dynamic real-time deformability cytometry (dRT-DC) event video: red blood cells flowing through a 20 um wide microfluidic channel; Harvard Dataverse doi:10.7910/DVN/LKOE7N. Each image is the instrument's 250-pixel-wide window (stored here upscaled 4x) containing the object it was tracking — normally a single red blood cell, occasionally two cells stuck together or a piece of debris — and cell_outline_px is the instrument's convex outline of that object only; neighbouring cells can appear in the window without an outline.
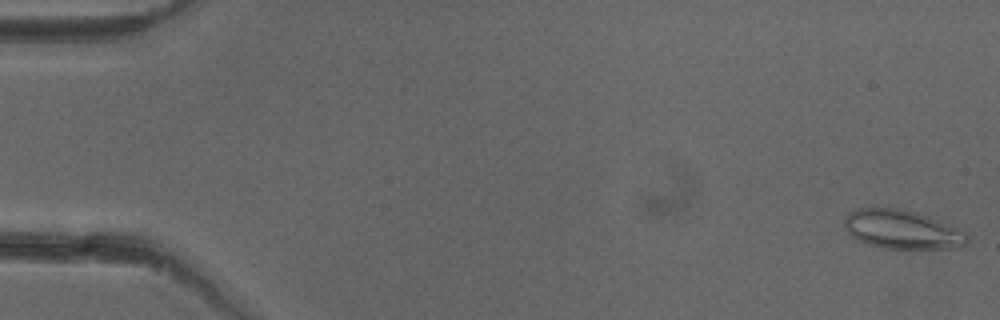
{"species": "common noctule bat (a hibernating species)", "species_latin": "Nyctalus noctula", "temperature_condition": "cold", "stored_images_in_passage": 52, "camera_frame_rate_fps": 3000, "um_per_image_px": 0.085, "animal": {"sex": "female"}, "frame": {"image": 1, "passage_image": 1, "time_ms": 0.0, "image_size_px": [1000, 320], "cell_outline_px": [[968, 244], [960, 248], [884, 248], [868, 244], [856, 240], [848, 232], [844, 224], [844, 220], [848, 212], [856, 208], [896, 208], [916, 212], [940, 220], [964, 232], [968, 236]], "centroid_in_image_um": [76.67, 19.51], "position_along_channel_um": 8.3, "area_um2": 27.8}}
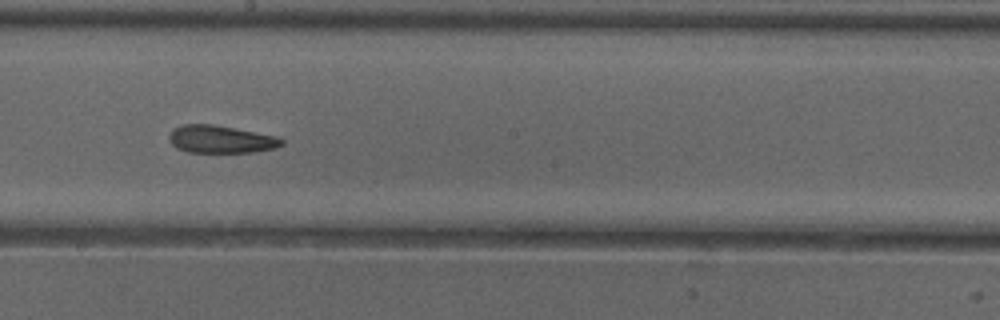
{"frame": {"image": 2, "passage_image": 29, "time_ms": 9.333, "image_size_px": [1000, 320], "cell_outline_px": [[284, 144], [276, 148], [252, 152], [188, 152], [176, 148], [168, 140], [168, 136], [172, 128], [184, 124], [212, 124], [280, 136], [284, 140]], "centroid_in_image_um": [18.78, 11.83], "position_along_channel_um": 229.4, "area_um2": 18.38}}
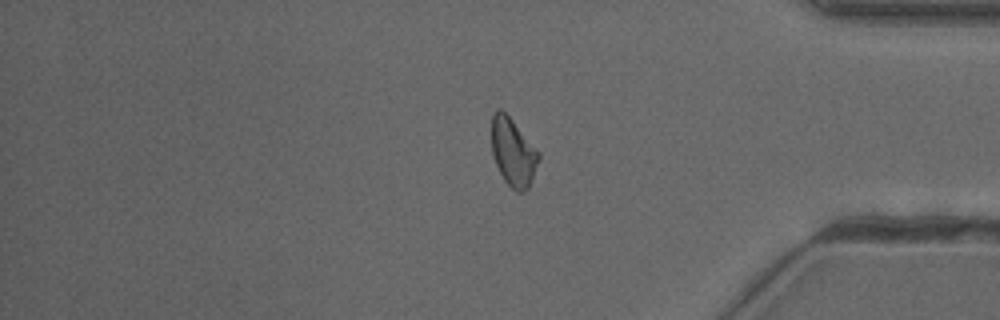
{"frame": {"image": 3, "passage_image": 43, "time_ms": 14.0, "image_size_px": [1000, 320], "cell_outline_px": [[540, 160], [528, 188], [524, 192], [516, 192], [504, 180], [492, 156], [492, 112], [496, 108], [500, 108], [512, 120], [540, 152]], "centroid_in_image_um": [43.62, 12.94], "position_along_channel_um": 391.6, "area_um2": 18.67}, "authors_computed_cell_mechanics": {"area_um2": 18.9873, "velocity_mm_per_s": 3.9773, "shape_relaxation_time_tau1_ms": null, "shape_relaxation_time_tau2_ms": 5.5572, "deformation_change_tau1": null, "deformation_change_tau2": 0.1357}}